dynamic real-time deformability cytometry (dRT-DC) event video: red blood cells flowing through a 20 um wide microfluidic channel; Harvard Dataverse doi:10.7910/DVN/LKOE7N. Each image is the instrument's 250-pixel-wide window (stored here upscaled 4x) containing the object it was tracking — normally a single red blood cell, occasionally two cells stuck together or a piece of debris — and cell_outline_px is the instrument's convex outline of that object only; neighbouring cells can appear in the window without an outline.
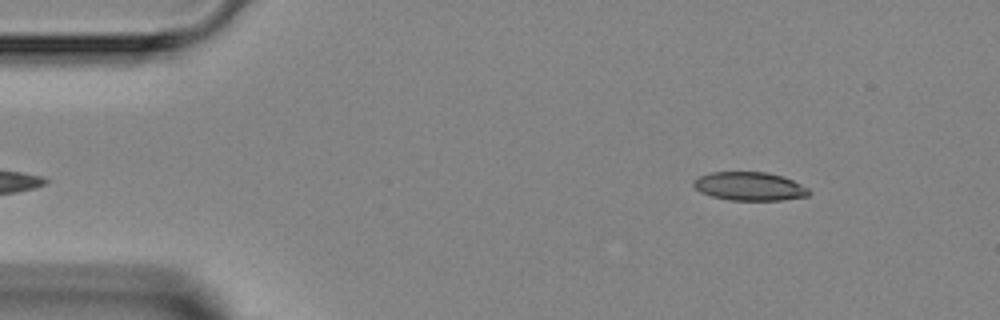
{"species": "Egyptian fruit bat (a non-hibernating species)", "species_latin": "Rousettus aegyptiacus", "temperature_condition": "room temperature", "stored_images_in_passage": 42, "camera_frame_rate_fps": 3000, "um_per_image_px": 0.085, "animal": {"sex": "female"}, "frame": {"image": 1, "passage_image": 2, "time_ms": 0.333, "image_size_px": [1000, 320], "cell_outline_px": [[812, 192], [808, 196], [780, 200], [728, 200], [712, 196], [700, 192], [692, 184], [692, 180], [700, 176], [712, 172], [768, 172], [792, 180], [808, 188]], "centroid_in_image_um": [63.7, 15.84], "position_along_channel_um": 21.3, "area_um2": 19.13}}
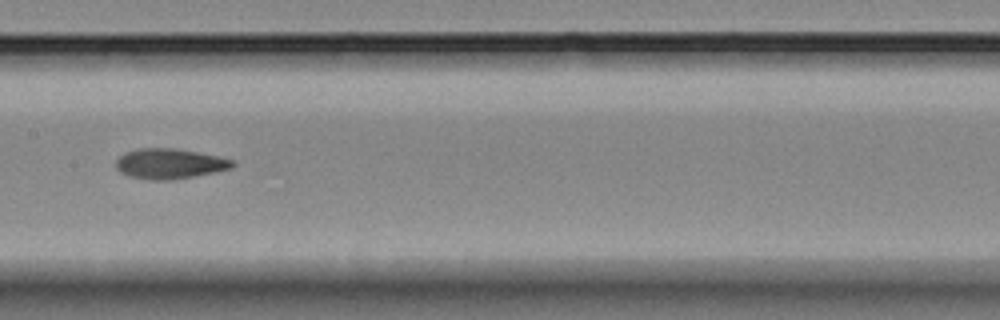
{"frame": {"image": 2, "passage_image": 19, "time_ms": 6.0, "image_size_px": [1000, 320], "cell_outline_px": [[236, 164], [232, 168], [216, 172], [172, 180], [148, 180], [132, 176], [120, 172], [116, 168], [116, 160], [124, 152], [140, 148], [172, 148], [220, 156], [232, 160]], "centroid_in_image_um": [14.43, 13.91], "position_along_channel_um": 193.0, "area_um2": 20.52}}
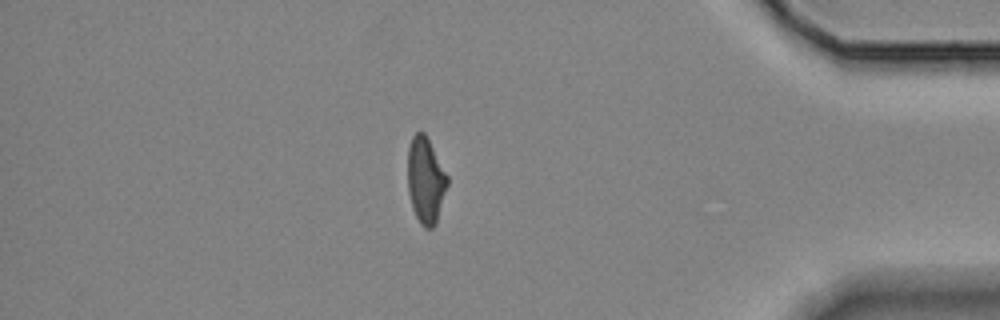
{"frame": {"image": 3, "passage_image": 36, "time_ms": 11.667, "image_size_px": [1000, 320], "cell_outline_px": [[448, 184], [436, 224], [432, 228], [424, 228], [420, 224], [412, 208], [408, 192], [408, 148], [412, 136], [416, 132], [424, 132], [448, 176]], "centroid_in_image_um": [36.17, 15.35], "position_along_channel_um": 399.0, "area_um2": 19.88}}